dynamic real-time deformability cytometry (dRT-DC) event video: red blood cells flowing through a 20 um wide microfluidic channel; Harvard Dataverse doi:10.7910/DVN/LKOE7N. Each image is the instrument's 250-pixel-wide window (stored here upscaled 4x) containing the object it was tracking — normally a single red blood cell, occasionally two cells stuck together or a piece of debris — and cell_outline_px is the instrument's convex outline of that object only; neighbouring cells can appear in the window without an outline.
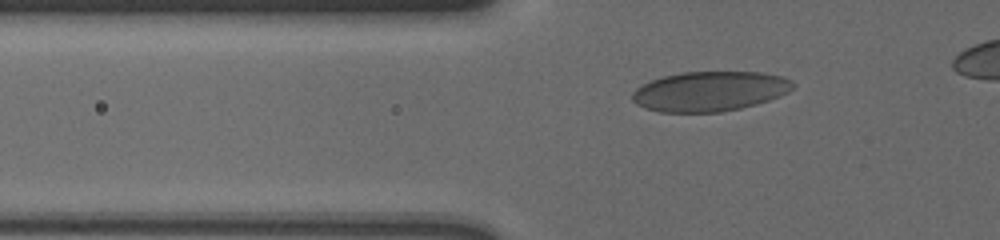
{"species": "human", "species_latin": "Homo sapiens", "temperature_condition": "cold", "stored_images_in_passage": 39, "camera_frame_rate_fps": 3000, "um_per_image_px": 0.085, "donor": {"sex": "male"}, "frame": {"image": 1, "passage_image": 6, "time_ms": 1.667, "image_size_px": [1000, 240], "cell_outline_px": [[796, 84], [788, 92], [780, 96], [756, 104], [740, 108], [720, 112], [660, 112], [644, 108], [636, 104], [632, 100], [632, 92], [636, 88], [652, 80], [664, 76], [680, 72], [760, 72], [780, 76], [792, 80]], "centroid_in_image_um": [60.32, 7.76], "position_along_channel_um": 65.5, "area_um2": 37.28}}
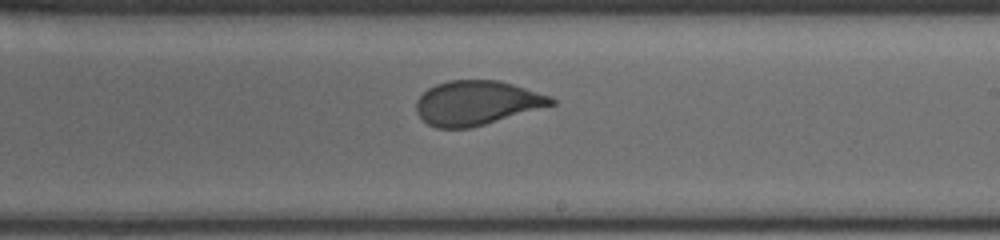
{"frame": {"image": 2, "passage_image": 22, "time_ms": 7.0, "image_size_px": [1000, 240], "cell_outline_px": [[556, 104], [472, 128], [436, 128], [428, 124], [416, 112], [416, 100], [428, 88], [436, 84], [448, 80], [500, 80], [552, 96], [556, 100]], "centroid_in_image_um": [40.54, 8.74], "position_along_channel_um": 248.5, "area_um2": 35.03}}
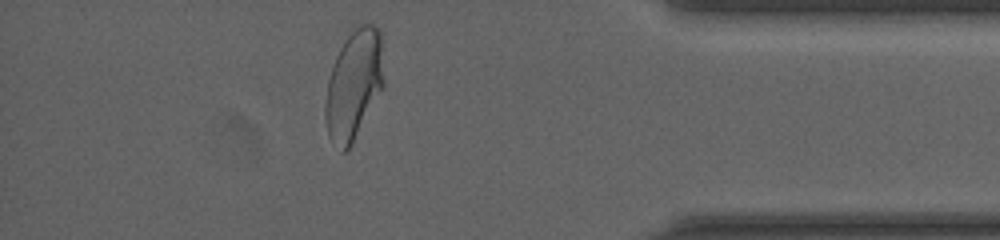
{"frame": {"image": 3, "passage_image": 37, "time_ms": 12.0, "image_size_px": [1000, 240], "cell_outline_px": [[384, 88], [352, 144], [344, 152], [340, 152], [328, 136], [324, 116], [324, 104], [328, 80], [336, 56], [340, 48], [348, 36], [360, 24], [372, 24], [380, 28], [384, 84]], "centroid_in_image_um": [30.08, 7.24], "position_along_channel_um": 405.1, "area_um2": 37.57}}